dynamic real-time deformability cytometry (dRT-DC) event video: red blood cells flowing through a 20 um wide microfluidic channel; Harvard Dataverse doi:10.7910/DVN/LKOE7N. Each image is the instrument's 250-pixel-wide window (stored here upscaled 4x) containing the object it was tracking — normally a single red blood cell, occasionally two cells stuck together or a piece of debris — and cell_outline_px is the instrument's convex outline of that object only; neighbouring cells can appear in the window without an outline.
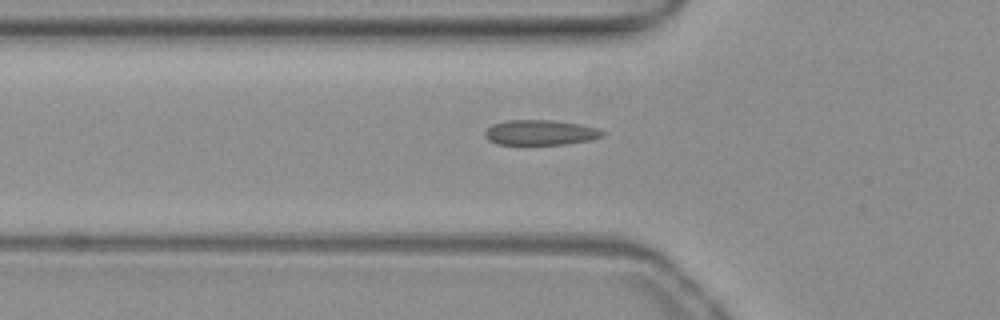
{"species": "common noctule bat (a hibernating species)", "species_latin": "Nyctalus noctula", "temperature_condition": "warm", "stored_images_in_passage": 32, "camera_frame_rate_fps": 3000, "um_per_image_px": 0.085, "animal": {"sex": "female", "body_mass_g": 19.3, "forearm_length_mm": 54.1}, "frame": {"image": 1, "passage_image": 2, "time_ms": 0.333, "image_size_px": [1000, 320], "cell_outline_px": [[604, 136], [588, 140], [568, 144], [496, 144], [488, 140], [484, 136], [484, 132], [492, 124], [508, 120], [556, 120], [580, 124], [596, 128], [604, 132]], "centroid_in_image_um": [45.91, 11.26], "position_along_channel_um": 79.9, "area_um2": 17.22}}
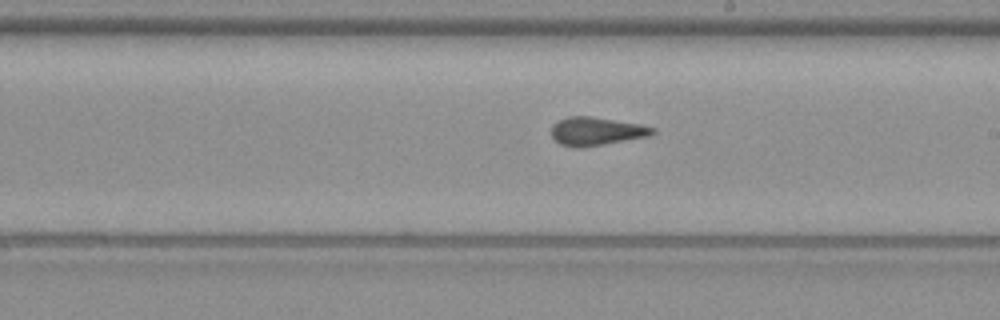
{"frame": {"image": 2, "passage_image": 14, "time_ms": 4.333, "image_size_px": [1000, 320], "cell_outline_px": [[656, 132], [648, 136], [580, 148], [572, 148], [560, 144], [552, 136], [552, 124], [568, 116], [592, 116], [640, 124], [656, 128]], "centroid_in_image_um": [50.68, 11.15], "position_along_channel_um": 238.3, "area_um2": 16.65}}
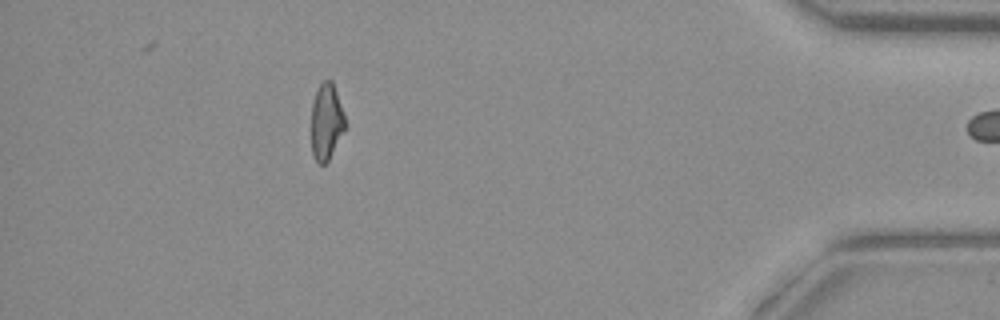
{"frame": {"image": 3, "passage_image": 31, "time_ms": 10.0, "image_size_px": [1000, 320], "cell_outline_px": [[344, 132], [328, 160], [324, 164], [320, 164], [316, 160], [312, 152], [312, 104], [316, 88], [324, 80], [332, 80], [344, 116]], "centroid_in_image_um": [27.72, 10.33], "position_along_channel_um": 407.5, "area_um2": 14.74}}